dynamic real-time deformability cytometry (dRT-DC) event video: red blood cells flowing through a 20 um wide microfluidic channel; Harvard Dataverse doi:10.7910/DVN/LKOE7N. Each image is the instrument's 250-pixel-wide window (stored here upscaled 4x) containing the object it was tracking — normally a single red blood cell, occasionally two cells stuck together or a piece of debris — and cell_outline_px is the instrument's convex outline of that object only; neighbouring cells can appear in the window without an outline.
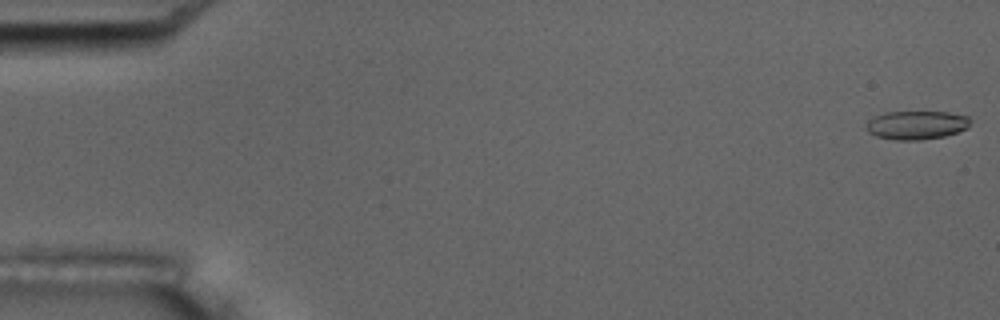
{"species": "common noctule bat (a hibernating species)", "species_latin": "Nyctalus noctula", "temperature_condition": "room temperature", "stored_images_in_passage": 4, "camera_frame_rate_fps": 3000, "um_per_image_px": 0.085, "animal": {"sex": "male", "body_mass_g": 17.5, "forearm_length_mm": 52.3}, "frame": {"image": 1, "passage_image": 1, "time_ms": 0.0, "image_size_px": [1000, 320], "cell_outline_px": [[972, 120], [968, 128], [944, 136], [920, 140], [896, 140], [876, 136], [868, 132], [864, 124], [872, 116], [884, 112], [948, 112], [968, 116]], "centroid_in_image_um": [77.87, 10.62], "position_along_channel_um": 7.1, "area_um2": 17.57}}